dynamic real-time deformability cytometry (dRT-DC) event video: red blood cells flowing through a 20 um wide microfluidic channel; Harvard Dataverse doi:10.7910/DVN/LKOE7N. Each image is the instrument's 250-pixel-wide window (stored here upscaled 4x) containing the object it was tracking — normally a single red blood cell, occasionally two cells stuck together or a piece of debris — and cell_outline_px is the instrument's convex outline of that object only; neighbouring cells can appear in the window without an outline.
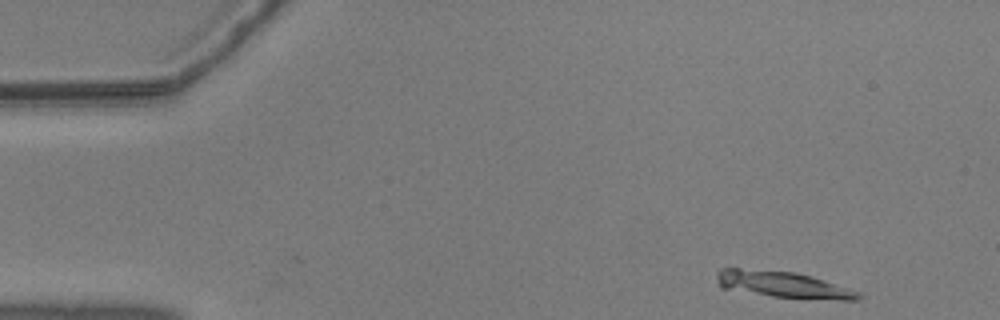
{"species": "common noctule bat (a hibernating species)", "species_latin": "Nyctalus noctula", "temperature_condition": "warm", "stored_images_in_passage": 6, "camera_frame_rate_fps": 3000, "um_per_image_px": 0.085, "animal": {"sex": "male", "body_mass_g": 20.5, "forearm_length_mm": 52.5}, "frame": {"image": 1, "passage_image": 1, "time_ms": 0.0, "image_size_px": [1000, 320], "cell_outline_px": [[864, 296], [856, 300], [840, 300], [772, 296], [720, 288], [716, 280], [716, 272], [720, 268], [740, 268], [796, 272], [812, 276], [860, 292]], "centroid_in_image_um": [66.52, 24.18], "position_along_channel_um": 18.5, "area_um2": 21.79}}